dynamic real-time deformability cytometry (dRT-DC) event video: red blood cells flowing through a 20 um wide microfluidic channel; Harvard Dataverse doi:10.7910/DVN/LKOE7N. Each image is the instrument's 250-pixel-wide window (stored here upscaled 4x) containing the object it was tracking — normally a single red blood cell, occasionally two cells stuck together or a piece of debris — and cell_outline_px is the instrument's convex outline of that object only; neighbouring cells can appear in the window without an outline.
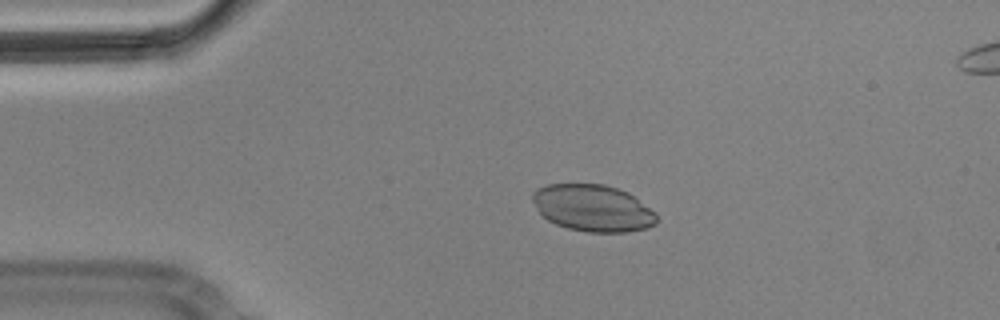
{"species": "Egyptian fruit bat (a non-hibernating species)", "species_latin": "Rousettus aegyptiacus", "temperature_condition": "cold", "stored_images_in_passage": 9, "camera_frame_rate_fps": 3000, "um_per_image_px": 0.085, "animal": {"sex": "male"}, "frame": {"image": 1, "passage_image": 2, "time_ms": 0.333, "image_size_px": [1000, 320], "cell_outline_px": [[656, 224], [644, 228], [628, 232], [588, 232], [568, 228], [556, 224], [548, 220], [540, 212], [532, 200], [532, 192], [548, 184], [604, 184], [628, 192], [656, 212]], "centroid_in_image_um": [50.4, 17.68], "position_along_channel_um": 34.6, "area_um2": 33.64}}
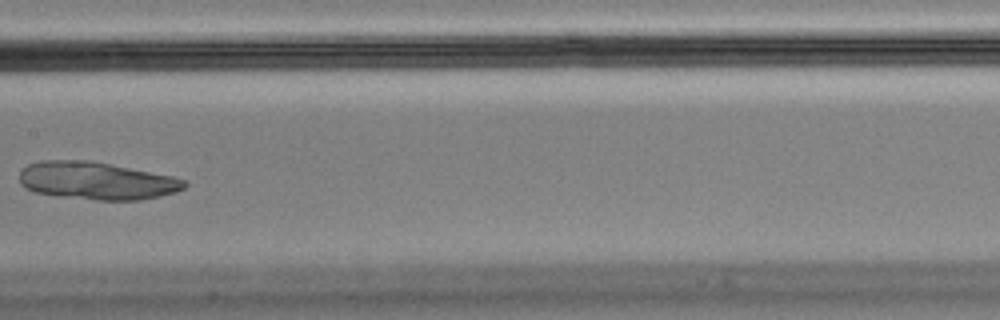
{"frame": {"image": 2, "passage_image": 7, "time_ms": 2.0, "image_size_px": [1000, 320], "cell_outline_px": [[188, 184], [184, 188], [176, 192], [160, 196], [140, 200], [96, 200], [60, 196], [36, 192], [24, 188], [20, 184], [20, 172], [28, 164], [40, 160], [88, 160], [172, 176], [184, 180]], "centroid_in_image_um": [8.19, 15.37], "position_along_channel_um": 199.2, "area_um2": 36.07}}